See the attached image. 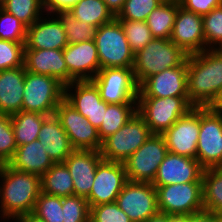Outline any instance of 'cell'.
Here are the masks:
<instances>
[{
  "label": "cell",
  "instance_id": "836d02e7",
  "mask_svg": "<svg viewBox=\"0 0 222 222\" xmlns=\"http://www.w3.org/2000/svg\"><path fill=\"white\" fill-rule=\"evenodd\" d=\"M27 27L43 16L42 0H5L0 6Z\"/></svg>",
  "mask_w": 222,
  "mask_h": 222
},
{
  "label": "cell",
  "instance_id": "9c48e42d",
  "mask_svg": "<svg viewBox=\"0 0 222 222\" xmlns=\"http://www.w3.org/2000/svg\"><path fill=\"white\" fill-rule=\"evenodd\" d=\"M168 153L162 134H152L125 162L127 179L133 182L152 183L159 165Z\"/></svg>",
  "mask_w": 222,
  "mask_h": 222
},
{
  "label": "cell",
  "instance_id": "c3c4849f",
  "mask_svg": "<svg viewBox=\"0 0 222 222\" xmlns=\"http://www.w3.org/2000/svg\"><path fill=\"white\" fill-rule=\"evenodd\" d=\"M15 222H45L43 219L37 217L34 213H25L18 216Z\"/></svg>",
  "mask_w": 222,
  "mask_h": 222
},
{
  "label": "cell",
  "instance_id": "e575fe53",
  "mask_svg": "<svg viewBox=\"0 0 222 222\" xmlns=\"http://www.w3.org/2000/svg\"><path fill=\"white\" fill-rule=\"evenodd\" d=\"M206 49H222V4L202 16Z\"/></svg>",
  "mask_w": 222,
  "mask_h": 222
},
{
  "label": "cell",
  "instance_id": "7bdbcfd3",
  "mask_svg": "<svg viewBox=\"0 0 222 222\" xmlns=\"http://www.w3.org/2000/svg\"><path fill=\"white\" fill-rule=\"evenodd\" d=\"M89 222H132L116 202L95 205L90 208Z\"/></svg>",
  "mask_w": 222,
  "mask_h": 222
},
{
  "label": "cell",
  "instance_id": "8fae6325",
  "mask_svg": "<svg viewBox=\"0 0 222 222\" xmlns=\"http://www.w3.org/2000/svg\"><path fill=\"white\" fill-rule=\"evenodd\" d=\"M196 159L204 169L222 167V113L211 107H200Z\"/></svg>",
  "mask_w": 222,
  "mask_h": 222
},
{
  "label": "cell",
  "instance_id": "8d00e7d4",
  "mask_svg": "<svg viewBox=\"0 0 222 222\" xmlns=\"http://www.w3.org/2000/svg\"><path fill=\"white\" fill-rule=\"evenodd\" d=\"M32 213L45 222H63L62 197L41 192L36 200Z\"/></svg>",
  "mask_w": 222,
  "mask_h": 222
},
{
  "label": "cell",
  "instance_id": "bcb514c9",
  "mask_svg": "<svg viewBox=\"0 0 222 222\" xmlns=\"http://www.w3.org/2000/svg\"><path fill=\"white\" fill-rule=\"evenodd\" d=\"M187 222H216V217L213 212L203 210L187 216Z\"/></svg>",
  "mask_w": 222,
  "mask_h": 222
},
{
  "label": "cell",
  "instance_id": "d6986e66",
  "mask_svg": "<svg viewBox=\"0 0 222 222\" xmlns=\"http://www.w3.org/2000/svg\"><path fill=\"white\" fill-rule=\"evenodd\" d=\"M203 171L204 168L197 159L168 151L159 165L152 185L159 187L178 183L202 182Z\"/></svg>",
  "mask_w": 222,
  "mask_h": 222
},
{
  "label": "cell",
  "instance_id": "3957f363",
  "mask_svg": "<svg viewBox=\"0 0 222 222\" xmlns=\"http://www.w3.org/2000/svg\"><path fill=\"white\" fill-rule=\"evenodd\" d=\"M188 54L170 39L153 38L143 49L134 54L133 72L138 85L149 76L180 66Z\"/></svg>",
  "mask_w": 222,
  "mask_h": 222
},
{
  "label": "cell",
  "instance_id": "f6af8a7d",
  "mask_svg": "<svg viewBox=\"0 0 222 222\" xmlns=\"http://www.w3.org/2000/svg\"><path fill=\"white\" fill-rule=\"evenodd\" d=\"M79 0H42V7L46 14H56L69 11Z\"/></svg>",
  "mask_w": 222,
  "mask_h": 222
},
{
  "label": "cell",
  "instance_id": "7402d4cb",
  "mask_svg": "<svg viewBox=\"0 0 222 222\" xmlns=\"http://www.w3.org/2000/svg\"><path fill=\"white\" fill-rule=\"evenodd\" d=\"M103 160L98 150L74 149L64 161L74 185V195L87 198L91 192L98 164Z\"/></svg>",
  "mask_w": 222,
  "mask_h": 222
},
{
  "label": "cell",
  "instance_id": "1f68e13d",
  "mask_svg": "<svg viewBox=\"0 0 222 222\" xmlns=\"http://www.w3.org/2000/svg\"><path fill=\"white\" fill-rule=\"evenodd\" d=\"M203 206L214 214L222 207V167H210L202 173Z\"/></svg>",
  "mask_w": 222,
  "mask_h": 222
},
{
  "label": "cell",
  "instance_id": "11a10c76",
  "mask_svg": "<svg viewBox=\"0 0 222 222\" xmlns=\"http://www.w3.org/2000/svg\"><path fill=\"white\" fill-rule=\"evenodd\" d=\"M5 0H0V6L4 3Z\"/></svg>",
  "mask_w": 222,
  "mask_h": 222
},
{
  "label": "cell",
  "instance_id": "ac0fdd59",
  "mask_svg": "<svg viewBox=\"0 0 222 222\" xmlns=\"http://www.w3.org/2000/svg\"><path fill=\"white\" fill-rule=\"evenodd\" d=\"M188 96L187 61L177 67L163 70L146 78L139 85L138 97Z\"/></svg>",
  "mask_w": 222,
  "mask_h": 222
},
{
  "label": "cell",
  "instance_id": "2e32d148",
  "mask_svg": "<svg viewBox=\"0 0 222 222\" xmlns=\"http://www.w3.org/2000/svg\"><path fill=\"white\" fill-rule=\"evenodd\" d=\"M64 99L99 129L108 103L102 100L92 81H74L66 85Z\"/></svg>",
  "mask_w": 222,
  "mask_h": 222
},
{
  "label": "cell",
  "instance_id": "83f0119b",
  "mask_svg": "<svg viewBox=\"0 0 222 222\" xmlns=\"http://www.w3.org/2000/svg\"><path fill=\"white\" fill-rule=\"evenodd\" d=\"M41 192L62 198L74 195L72 177L64 162L54 163L41 176Z\"/></svg>",
  "mask_w": 222,
  "mask_h": 222
},
{
  "label": "cell",
  "instance_id": "f5cc1de1",
  "mask_svg": "<svg viewBox=\"0 0 222 222\" xmlns=\"http://www.w3.org/2000/svg\"><path fill=\"white\" fill-rule=\"evenodd\" d=\"M215 217H222V207L215 213Z\"/></svg>",
  "mask_w": 222,
  "mask_h": 222
},
{
  "label": "cell",
  "instance_id": "d6a6232c",
  "mask_svg": "<svg viewBox=\"0 0 222 222\" xmlns=\"http://www.w3.org/2000/svg\"><path fill=\"white\" fill-rule=\"evenodd\" d=\"M61 21L66 33L68 44L94 40L96 27L91 26L84 21L76 20L70 11H60L55 14Z\"/></svg>",
  "mask_w": 222,
  "mask_h": 222
},
{
  "label": "cell",
  "instance_id": "db71d44e",
  "mask_svg": "<svg viewBox=\"0 0 222 222\" xmlns=\"http://www.w3.org/2000/svg\"><path fill=\"white\" fill-rule=\"evenodd\" d=\"M216 222H222V217H216Z\"/></svg>",
  "mask_w": 222,
  "mask_h": 222
},
{
  "label": "cell",
  "instance_id": "ffe728a7",
  "mask_svg": "<svg viewBox=\"0 0 222 222\" xmlns=\"http://www.w3.org/2000/svg\"><path fill=\"white\" fill-rule=\"evenodd\" d=\"M170 40L188 55L205 50L202 15L182 8L177 9Z\"/></svg>",
  "mask_w": 222,
  "mask_h": 222
},
{
  "label": "cell",
  "instance_id": "d590c367",
  "mask_svg": "<svg viewBox=\"0 0 222 222\" xmlns=\"http://www.w3.org/2000/svg\"><path fill=\"white\" fill-rule=\"evenodd\" d=\"M134 54L143 49L152 39L150 29L145 21L119 20Z\"/></svg>",
  "mask_w": 222,
  "mask_h": 222
},
{
  "label": "cell",
  "instance_id": "4316f807",
  "mask_svg": "<svg viewBox=\"0 0 222 222\" xmlns=\"http://www.w3.org/2000/svg\"><path fill=\"white\" fill-rule=\"evenodd\" d=\"M179 7L180 4L178 0H164L149 14L145 22L153 38H171L177 9Z\"/></svg>",
  "mask_w": 222,
  "mask_h": 222
},
{
  "label": "cell",
  "instance_id": "ba28073f",
  "mask_svg": "<svg viewBox=\"0 0 222 222\" xmlns=\"http://www.w3.org/2000/svg\"><path fill=\"white\" fill-rule=\"evenodd\" d=\"M159 212L189 216L204 210L202 182H187L155 187Z\"/></svg>",
  "mask_w": 222,
  "mask_h": 222
},
{
  "label": "cell",
  "instance_id": "30bf717a",
  "mask_svg": "<svg viewBox=\"0 0 222 222\" xmlns=\"http://www.w3.org/2000/svg\"><path fill=\"white\" fill-rule=\"evenodd\" d=\"M91 81L108 104L137 103L139 85L132 68H103Z\"/></svg>",
  "mask_w": 222,
  "mask_h": 222
},
{
  "label": "cell",
  "instance_id": "8992f818",
  "mask_svg": "<svg viewBox=\"0 0 222 222\" xmlns=\"http://www.w3.org/2000/svg\"><path fill=\"white\" fill-rule=\"evenodd\" d=\"M192 108L188 96L137 98V113L153 134H163Z\"/></svg>",
  "mask_w": 222,
  "mask_h": 222
},
{
  "label": "cell",
  "instance_id": "484cf974",
  "mask_svg": "<svg viewBox=\"0 0 222 222\" xmlns=\"http://www.w3.org/2000/svg\"><path fill=\"white\" fill-rule=\"evenodd\" d=\"M7 164L15 170L41 177L53 166L54 162L43 149L41 142L36 140L17 146L13 158Z\"/></svg>",
  "mask_w": 222,
  "mask_h": 222
},
{
  "label": "cell",
  "instance_id": "4dcf8cb0",
  "mask_svg": "<svg viewBox=\"0 0 222 222\" xmlns=\"http://www.w3.org/2000/svg\"><path fill=\"white\" fill-rule=\"evenodd\" d=\"M69 11L76 20L84 21L96 28L115 18L103 0H79Z\"/></svg>",
  "mask_w": 222,
  "mask_h": 222
},
{
  "label": "cell",
  "instance_id": "5b68a950",
  "mask_svg": "<svg viewBox=\"0 0 222 222\" xmlns=\"http://www.w3.org/2000/svg\"><path fill=\"white\" fill-rule=\"evenodd\" d=\"M22 111L55 114L57 106L64 99L65 85L58 79L34 74L25 69Z\"/></svg>",
  "mask_w": 222,
  "mask_h": 222
},
{
  "label": "cell",
  "instance_id": "816d5d0a",
  "mask_svg": "<svg viewBox=\"0 0 222 222\" xmlns=\"http://www.w3.org/2000/svg\"><path fill=\"white\" fill-rule=\"evenodd\" d=\"M171 222H187V216H171Z\"/></svg>",
  "mask_w": 222,
  "mask_h": 222
},
{
  "label": "cell",
  "instance_id": "7dc6e473",
  "mask_svg": "<svg viewBox=\"0 0 222 222\" xmlns=\"http://www.w3.org/2000/svg\"><path fill=\"white\" fill-rule=\"evenodd\" d=\"M107 8L113 13L116 17L119 12L122 10L125 0H103Z\"/></svg>",
  "mask_w": 222,
  "mask_h": 222
},
{
  "label": "cell",
  "instance_id": "52a82bcc",
  "mask_svg": "<svg viewBox=\"0 0 222 222\" xmlns=\"http://www.w3.org/2000/svg\"><path fill=\"white\" fill-rule=\"evenodd\" d=\"M144 119L136 113L116 133L102 141L103 160L124 163L152 135Z\"/></svg>",
  "mask_w": 222,
  "mask_h": 222
},
{
  "label": "cell",
  "instance_id": "603a6c76",
  "mask_svg": "<svg viewBox=\"0 0 222 222\" xmlns=\"http://www.w3.org/2000/svg\"><path fill=\"white\" fill-rule=\"evenodd\" d=\"M24 66L26 71L31 73L52 76L65 86L69 84V72L63 50L24 49Z\"/></svg>",
  "mask_w": 222,
  "mask_h": 222
},
{
  "label": "cell",
  "instance_id": "f546056e",
  "mask_svg": "<svg viewBox=\"0 0 222 222\" xmlns=\"http://www.w3.org/2000/svg\"><path fill=\"white\" fill-rule=\"evenodd\" d=\"M137 113V103L108 104L98 134L103 141L116 133Z\"/></svg>",
  "mask_w": 222,
  "mask_h": 222
},
{
  "label": "cell",
  "instance_id": "4fadbf2b",
  "mask_svg": "<svg viewBox=\"0 0 222 222\" xmlns=\"http://www.w3.org/2000/svg\"><path fill=\"white\" fill-rule=\"evenodd\" d=\"M55 115L74 149L100 151L102 141L98 130L65 99L57 106Z\"/></svg>",
  "mask_w": 222,
  "mask_h": 222
},
{
  "label": "cell",
  "instance_id": "f1b7e54d",
  "mask_svg": "<svg viewBox=\"0 0 222 222\" xmlns=\"http://www.w3.org/2000/svg\"><path fill=\"white\" fill-rule=\"evenodd\" d=\"M47 115L38 112L20 111L11 115V123L17 146L38 140V133Z\"/></svg>",
  "mask_w": 222,
  "mask_h": 222
},
{
  "label": "cell",
  "instance_id": "ee69618b",
  "mask_svg": "<svg viewBox=\"0 0 222 222\" xmlns=\"http://www.w3.org/2000/svg\"><path fill=\"white\" fill-rule=\"evenodd\" d=\"M182 8L199 15H205L222 4L221 0H178Z\"/></svg>",
  "mask_w": 222,
  "mask_h": 222
},
{
  "label": "cell",
  "instance_id": "f35d334b",
  "mask_svg": "<svg viewBox=\"0 0 222 222\" xmlns=\"http://www.w3.org/2000/svg\"><path fill=\"white\" fill-rule=\"evenodd\" d=\"M164 0H125L116 16L118 20L146 21L149 14Z\"/></svg>",
  "mask_w": 222,
  "mask_h": 222
},
{
  "label": "cell",
  "instance_id": "f907efd6",
  "mask_svg": "<svg viewBox=\"0 0 222 222\" xmlns=\"http://www.w3.org/2000/svg\"><path fill=\"white\" fill-rule=\"evenodd\" d=\"M211 108L217 112L222 113V92Z\"/></svg>",
  "mask_w": 222,
  "mask_h": 222
},
{
  "label": "cell",
  "instance_id": "7a4b0ae2",
  "mask_svg": "<svg viewBox=\"0 0 222 222\" xmlns=\"http://www.w3.org/2000/svg\"><path fill=\"white\" fill-rule=\"evenodd\" d=\"M0 218L12 219L32 213L41 193V177L0 165Z\"/></svg>",
  "mask_w": 222,
  "mask_h": 222
},
{
  "label": "cell",
  "instance_id": "9a60e30c",
  "mask_svg": "<svg viewBox=\"0 0 222 222\" xmlns=\"http://www.w3.org/2000/svg\"><path fill=\"white\" fill-rule=\"evenodd\" d=\"M200 131V107H193L162 135L171 153L196 159Z\"/></svg>",
  "mask_w": 222,
  "mask_h": 222
},
{
  "label": "cell",
  "instance_id": "6da1fadb",
  "mask_svg": "<svg viewBox=\"0 0 222 222\" xmlns=\"http://www.w3.org/2000/svg\"><path fill=\"white\" fill-rule=\"evenodd\" d=\"M187 92L193 107H212L222 92V49H206L187 58Z\"/></svg>",
  "mask_w": 222,
  "mask_h": 222
},
{
  "label": "cell",
  "instance_id": "60d3db41",
  "mask_svg": "<svg viewBox=\"0 0 222 222\" xmlns=\"http://www.w3.org/2000/svg\"><path fill=\"white\" fill-rule=\"evenodd\" d=\"M24 44L0 39V71L24 66Z\"/></svg>",
  "mask_w": 222,
  "mask_h": 222
},
{
  "label": "cell",
  "instance_id": "74e56055",
  "mask_svg": "<svg viewBox=\"0 0 222 222\" xmlns=\"http://www.w3.org/2000/svg\"><path fill=\"white\" fill-rule=\"evenodd\" d=\"M63 222H89L90 207L86 198L70 195L62 198Z\"/></svg>",
  "mask_w": 222,
  "mask_h": 222
},
{
  "label": "cell",
  "instance_id": "e0dca14e",
  "mask_svg": "<svg viewBox=\"0 0 222 222\" xmlns=\"http://www.w3.org/2000/svg\"><path fill=\"white\" fill-rule=\"evenodd\" d=\"M63 55L69 72V84L91 81L101 69L94 40L68 44L63 49Z\"/></svg>",
  "mask_w": 222,
  "mask_h": 222
},
{
  "label": "cell",
  "instance_id": "681fc988",
  "mask_svg": "<svg viewBox=\"0 0 222 222\" xmlns=\"http://www.w3.org/2000/svg\"><path fill=\"white\" fill-rule=\"evenodd\" d=\"M145 222H171V215L158 212L156 215L148 218Z\"/></svg>",
  "mask_w": 222,
  "mask_h": 222
},
{
  "label": "cell",
  "instance_id": "ab89813d",
  "mask_svg": "<svg viewBox=\"0 0 222 222\" xmlns=\"http://www.w3.org/2000/svg\"><path fill=\"white\" fill-rule=\"evenodd\" d=\"M27 26L0 7V39L25 42Z\"/></svg>",
  "mask_w": 222,
  "mask_h": 222
},
{
  "label": "cell",
  "instance_id": "7c38bea8",
  "mask_svg": "<svg viewBox=\"0 0 222 222\" xmlns=\"http://www.w3.org/2000/svg\"><path fill=\"white\" fill-rule=\"evenodd\" d=\"M132 222H145L159 212L157 192L152 183L127 181L116 199Z\"/></svg>",
  "mask_w": 222,
  "mask_h": 222
},
{
  "label": "cell",
  "instance_id": "d4e9b609",
  "mask_svg": "<svg viewBox=\"0 0 222 222\" xmlns=\"http://www.w3.org/2000/svg\"><path fill=\"white\" fill-rule=\"evenodd\" d=\"M25 66L0 71V114L22 111Z\"/></svg>",
  "mask_w": 222,
  "mask_h": 222
},
{
  "label": "cell",
  "instance_id": "5bb4252c",
  "mask_svg": "<svg viewBox=\"0 0 222 222\" xmlns=\"http://www.w3.org/2000/svg\"><path fill=\"white\" fill-rule=\"evenodd\" d=\"M128 181L124 163L102 160L95 172L89 196V207L116 202L117 196Z\"/></svg>",
  "mask_w": 222,
  "mask_h": 222
},
{
  "label": "cell",
  "instance_id": "44dd1931",
  "mask_svg": "<svg viewBox=\"0 0 222 222\" xmlns=\"http://www.w3.org/2000/svg\"><path fill=\"white\" fill-rule=\"evenodd\" d=\"M43 13L36 22L27 27L24 49H58L67 45L66 33L60 19L54 14ZM51 18H50V16ZM54 16V17H53Z\"/></svg>",
  "mask_w": 222,
  "mask_h": 222
},
{
  "label": "cell",
  "instance_id": "277c9868",
  "mask_svg": "<svg viewBox=\"0 0 222 222\" xmlns=\"http://www.w3.org/2000/svg\"><path fill=\"white\" fill-rule=\"evenodd\" d=\"M94 41L101 69L133 68L134 53L128 44L123 27L116 17L96 29Z\"/></svg>",
  "mask_w": 222,
  "mask_h": 222
},
{
  "label": "cell",
  "instance_id": "b9f144b4",
  "mask_svg": "<svg viewBox=\"0 0 222 222\" xmlns=\"http://www.w3.org/2000/svg\"><path fill=\"white\" fill-rule=\"evenodd\" d=\"M16 149L11 115L0 114V165L7 164L13 158Z\"/></svg>",
  "mask_w": 222,
  "mask_h": 222
},
{
  "label": "cell",
  "instance_id": "cb8c5ba5",
  "mask_svg": "<svg viewBox=\"0 0 222 222\" xmlns=\"http://www.w3.org/2000/svg\"><path fill=\"white\" fill-rule=\"evenodd\" d=\"M38 140L54 163L64 162L74 148L58 117L47 116L38 133Z\"/></svg>",
  "mask_w": 222,
  "mask_h": 222
}]
</instances>
